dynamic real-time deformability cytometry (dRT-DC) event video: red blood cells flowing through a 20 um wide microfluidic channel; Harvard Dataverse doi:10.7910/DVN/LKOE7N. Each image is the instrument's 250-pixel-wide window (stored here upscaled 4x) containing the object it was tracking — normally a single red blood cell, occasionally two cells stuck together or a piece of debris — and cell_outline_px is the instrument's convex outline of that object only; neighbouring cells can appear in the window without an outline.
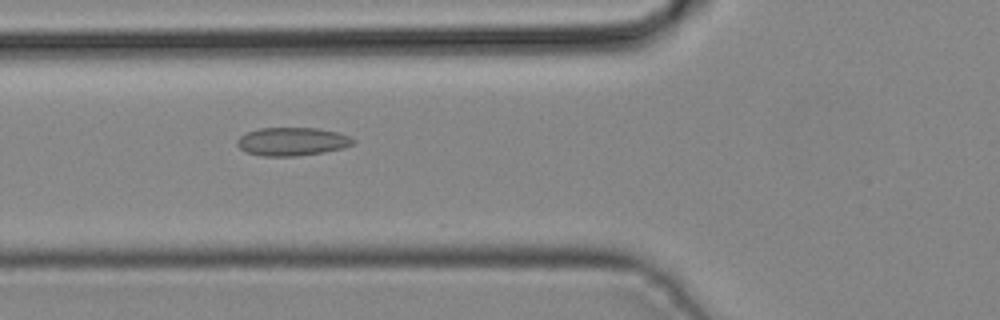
{"species": "common noctule bat (a hibernating species)", "species_latin": "Nyctalus noctula", "temperature_condition": "cold", "stored_images_in_passage": 43, "camera_frame_rate_fps": 3000, "um_per_image_px": 0.085, "animal": {"sex": "male", "body_mass_g": 19.2, "forearm_length_mm": 51.8}, "frame": {"image": 1, "passage_image": 16, "time_ms": 5.0, "image_size_px": [1000, 320], "cell_outline_px": [[356, 144], [344, 148], [324, 152], [296, 156], [260, 156], [244, 152], [236, 144], [236, 140], [240, 136], [248, 132], [260, 128], [320, 128], [336, 132], [348, 136], [356, 140]], "centroid_in_image_um": [24.83, 12.04], "position_along_channel_um": 101.0, "area_um2": 19.31}}
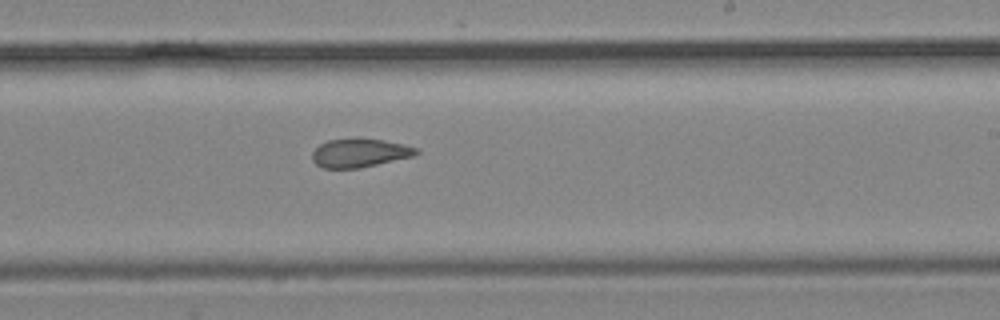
{"frame": {"image": 2, "passage_image": 26, "time_ms": 8.333, "image_size_px": [1000, 320], "cell_outline_px": [[420, 152], [416, 156], [360, 168], [320, 168], [312, 160], [312, 152], [320, 144], [328, 140], [356, 136], [384, 140], [404, 144], [416, 148]], "centroid_in_image_um": [30.58, 12.97], "position_along_channel_um": 258.4, "area_um2": 17.92}}
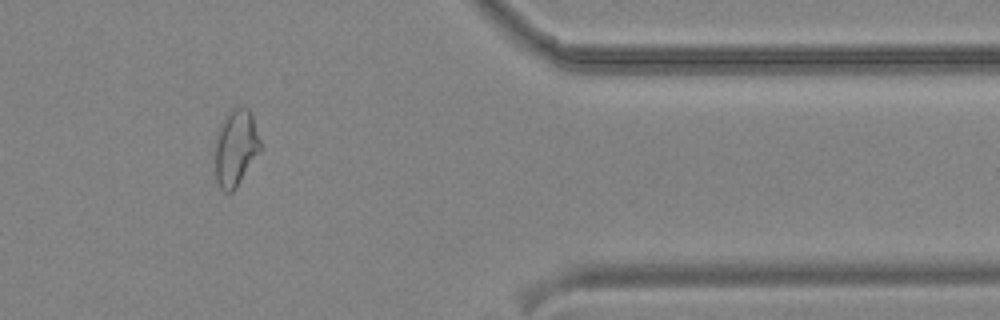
{"frame": {"image": 3, "passage_image": 36, "time_ms": 11.667, "image_size_px": [1000, 320], "cell_outline_px": [[260, 152], [236, 188], [232, 192], [224, 192], [220, 188], [216, 180], [216, 132], [220, 124], [228, 112], [232, 108], [248, 108], [252, 112], [260, 140]], "centroid_in_image_um": [20.04, 12.56], "position_along_channel_um": 391.4, "area_um2": 20.23}}